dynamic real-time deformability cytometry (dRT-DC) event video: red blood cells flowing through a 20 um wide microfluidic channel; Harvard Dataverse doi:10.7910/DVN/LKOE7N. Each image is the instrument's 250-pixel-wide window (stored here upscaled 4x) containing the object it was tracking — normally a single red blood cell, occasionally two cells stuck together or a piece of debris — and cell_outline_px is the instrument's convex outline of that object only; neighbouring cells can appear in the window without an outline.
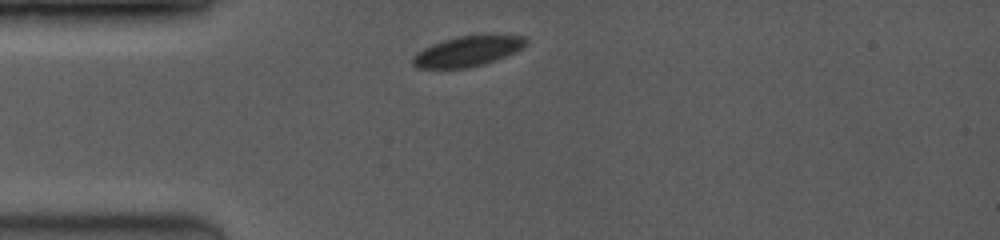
{"species": "common noctule bat (a hibernating species)", "species_latin": "Nyctalus noctula", "temperature_condition": "room temperature", "stored_images_in_passage": 11, "camera_frame_rate_fps": 3500, "um_per_image_px": 0.085, "animal": {"sex": "female", "body_mass_g": 19.0, "forearm_length_mm": 53.3}, "frame": {"image": 1, "passage_image": 1, "time_ms": 0.0, "image_size_px": [1000, 240], "cell_outline_px": [[528, 40], [516, 52], [496, 60], [484, 64], [468, 68], [416, 68], [412, 64], [412, 56], [416, 52], [432, 44], [456, 36], [484, 32], [492, 32], [524, 36]], "centroid_in_image_um": [39.78, 4.3], "position_along_channel_um": 45.2, "area_um2": 20.81}}
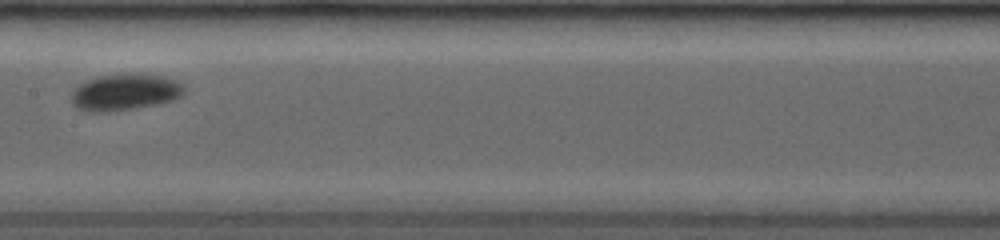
{"frame": {"image": 2, "passage_image": 5, "time_ms": 4.286, "image_size_px": [1000, 240], "cell_outline_px": [[184, 92], [180, 96], [172, 100], [160, 104], [136, 108], [104, 112], [88, 112], [76, 108], [72, 104], [72, 92], [80, 84], [88, 80], [100, 76], [164, 76], [176, 80], [184, 84]], "centroid_in_image_um": [10.62, 7.88], "position_along_channel_um": 196.8, "area_um2": 23.35}}
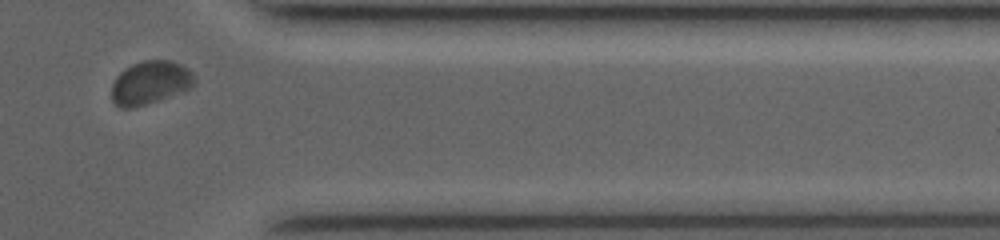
{"frame": {"image": 3, "passage_image": 10, "time_ms": 9.429, "image_size_px": [1000, 240], "cell_outline_px": [[196, 80], [192, 88], [160, 100], [148, 104], [132, 108], [120, 108], [112, 100], [112, 84], [116, 76], [124, 68], [132, 64], [144, 60], [172, 60], [188, 68], [192, 72]], "centroid_in_image_um": [12.78, 7.02], "position_along_channel_um": 398.6, "area_um2": 21.21}, "authors_computed_cell_mechanics": {"area_um2": 21.964, "velocity_mm_per_s": 3.9595, "shape_relaxation_time_tau1_ms": 3.3891, "shape_relaxation_time_tau2_ms": null, "deformation_change_tau1": 0.0357, "deformation_change_tau2": null}}